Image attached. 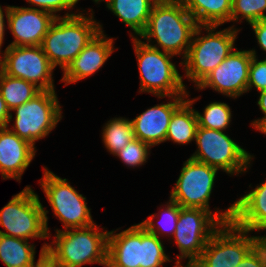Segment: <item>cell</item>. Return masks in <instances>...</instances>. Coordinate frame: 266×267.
<instances>
[{"mask_svg": "<svg viewBox=\"0 0 266 267\" xmlns=\"http://www.w3.org/2000/svg\"><path fill=\"white\" fill-rule=\"evenodd\" d=\"M173 267H185V266H179V265H176V264H175Z\"/></svg>", "mask_w": 266, "mask_h": 267, "instance_id": "42", "label": "cell"}, {"mask_svg": "<svg viewBox=\"0 0 266 267\" xmlns=\"http://www.w3.org/2000/svg\"><path fill=\"white\" fill-rule=\"evenodd\" d=\"M180 208L181 206L179 204L169 199L161 214L158 213L157 215V213H153L139 224L148 232L155 234L158 238H160L161 235L162 237L163 235L173 237L179 218ZM154 218L160 219L155 222Z\"/></svg>", "mask_w": 266, "mask_h": 267, "instance_id": "27", "label": "cell"}, {"mask_svg": "<svg viewBox=\"0 0 266 267\" xmlns=\"http://www.w3.org/2000/svg\"><path fill=\"white\" fill-rule=\"evenodd\" d=\"M219 170L188 158L170 192V200L181 207L210 211L209 200Z\"/></svg>", "mask_w": 266, "mask_h": 267, "instance_id": "13", "label": "cell"}, {"mask_svg": "<svg viewBox=\"0 0 266 267\" xmlns=\"http://www.w3.org/2000/svg\"><path fill=\"white\" fill-rule=\"evenodd\" d=\"M99 26L100 32L63 70V77L60 81L64 82L65 86L95 74L114 52V38L107 37L102 25L99 24Z\"/></svg>", "mask_w": 266, "mask_h": 267, "instance_id": "17", "label": "cell"}, {"mask_svg": "<svg viewBox=\"0 0 266 267\" xmlns=\"http://www.w3.org/2000/svg\"><path fill=\"white\" fill-rule=\"evenodd\" d=\"M55 18L37 8L10 6L7 23L14 41L8 46H40Z\"/></svg>", "mask_w": 266, "mask_h": 267, "instance_id": "15", "label": "cell"}, {"mask_svg": "<svg viewBox=\"0 0 266 267\" xmlns=\"http://www.w3.org/2000/svg\"><path fill=\"white\" fill-rule=\"evenodd\" d=\"M266 0H232L230 22L240 23L246 20L248 24L266 18Z\"/></svg>", "mask_w": 266, "mask_h": 267, "instance_id": "30", "label": "cell"}, {"mask_svg": "<svg viewBox=\"0 0 266 267\" xmlns=\"http://www.w3.org/2000/svg\"><path fill=\"white\" fill-rule=\"evenodd\" d=\"M150 149L151 147L147 143L134 138L114 156L119 157L126 166L134 168L147 162Z\"/></svg>", "mask_w": 266, "mask_h": 267, "instance_id": "31", "label": "cell"}, {"mask_svg": "<svg viewBox=\"0 0 266 267\" xmlns=\"http://www.w3.org/2000/svg\"><path fill=\"white\" fill-rule=\"evenodd\" d=\"M218 27L198 25L187 55L180 62L185 70V77L194 82L196 87L236 48L235 40L240 29L232 25L223 30H215ZM203 29L207 34L201 36Z\"/></svg>", "mask_w": 266, "mask_h": 267, "instance_id": "5", "label": "cell"}, {"mask_svg": "<svg viewBox=\"0 0 266 267\" xmlns=\"http://www.w3.org/2000/svg\"><path fill=\"white\" fill-rule=\"evenodd\" d=\"M198 126L213 130L225 131L231 124L232 111L224 102H211L205 106L203 113L195 110Z\"/></svg>", "mask_w": 266, "mask_h": 267, "instance_id": "28", "label": "cell"}, {"mask_svg": "<svg viewBox=\"0 0 266 267\" xmlns=\"http://www.w3.org/2000/svg\"><path fill=\"white\" fill-rule=\"evenodd\" d=\"M94 223L87 227L56 229L54 240L46 252L60 267H82L100 264L107 267L109 231Z\"/></svg>", "mask_w": 266, "mask_h": 267, "instance_id": "3", "label": "cell"}, {"mask_svg": "<svg viewBox=\"0 0 266 267\" xmlns=\"http://www.w3.org/2000/svg\"><path fill=\"white\" fill-rule=\"evenodd\" d=\"M10 111L0 92V127H9Z\"/></svg>", "mask_w": 266, "mask_h": 267, "instance_id": "38", "label": "cell"}, {"mask_svg": "<svg viewBox=\"0 0 266 267\" xmlns=\"http://www.w3.org/2000/svg\"><path fill=\"white\" fill-rule=\"evenodd\" d=\"M258 131L266 135V123Z\"/></svg>", "mask_w": 266, "mask_h": 267, "instance_id": "41", "label": "cell"}, {"mask_svg": "<svg viewBox=\"0 0 266 267\" xmlns=\"http://www.w3.org/2000/svg\"><path fill=\"white\" fill-rule=\"evenodd\" d=\"M43 169L44 175L39 183L54 215L63 223L62 227L67 230L94 224L86 197L79 194L68 179H62L47 167Z\"/></svg>", "mask_w": 266, "mask_h": 267, "instance_id": "11", "label": "cell"}, {"mask_svg": "<svg viewBox=\"0 0 266 267\" xmlns=\"http://www.w3.org/2000/svg\"><path fill=\"white\" fill-rule=\"evenodd\" d=\"M48 243H44L41 247L39 259L34 262L31 267H60L53 258L46 252Z\"/></svg>", "mask_w": 266, "mask_h": 267, "instance_id": "36", "label": "cell"}, {"mask_svg": "<svg viewBox=\"0 0 266 267\" xmlns=\"http://www.w3.org/2000/svg\"><path fill=\"white\" fill-rule=\"evenodd\" d=\"M232 221L222 224L207 242L200 258L191 267H236L263 239Z\"/></svg>", "mask_w": 266, "mask_h": 267, "instance_id": "10", "label": "cell"}, {"mask_svg": "<svg viewBox=\"0 0 266 267\" xmlns=\"http://www.w3.org/2000/svg\"><path fill=\"white\" fill-rule=\"evenodd\" d=\"M108 234L107 267H141L142 226L138 223Z\"/></svg>", "mask_w": 266, "mask_h": 267, "instance_id": "19", "label": "cell"}, {"mask_svg": "<svg viewBox=\"0 0 266 267\" xmlns=\"http://www.w3.org/2000/svg\"><path fill=\"white\" fill-rule=\"evenodd\" d=\"M131 38L138 61L139 93H151L158 99L166 96L187 95L183 76L171 61L174 55L146 44L139 37Z\"/></svg>", "mask_w": 266, "mask_h": 267, "instance_id": "6", "label": "cell"}, {"mask_svg": "<svg viewBox=\"0 0 266 267\" xmlns=\"http://www.w3.org/2000/svg\"><path fill=\"white\" fill-rule=\"evenodd\" d=\"M195 142L198 148L190 156L191 159L230 175L247 172L254 157L224 131L198 126Z\"/></svg>", "mask_w": 266, "mask_h": 267, "instance_id": "9", "label": "cell"}, {"mask_svg": "<svg viewBox=\"0 0 266 267\" xmlns=\"http://www.w3.org/2000/svg\"><path fill=\"white\" fill-rule=\"evenodd\" d=\"M88 12H67L56 17L44 36L40 46L55 68L60 66L63 71L100 32V22L94 19L93 9Z\"/></svg>", "mask_w": 266, "mask_h": 267, "instance_id": "1", "label": "cell"}, {"mask_svg": "<svg viewBox=\"0 0 266 267\" xmlns=\"http://www.w3.org/2000/svg\"><path fill=\"white\" fill-rule=\"evenodd\" d=\"M187 95L168 96L171 99L164 104H157L131 119L134 136L147 143L151 148L164 143L169 123L174 111L189 97Z\"/></svg>", "mask_w": 266, "mask_h": 267, "instance_id": "16", "label": "cell"}, {"mask_svg": "<svg viewBox=\"0 0 266 267\" xmlns=\"http://www.w3.org/2000/svg\"><path fill=\"white\" fill-rule=\"evenodd\" d=\"M40 91L34 83L8 76L0 70V92L10 112L31 100Z\"/></svg>", "mask_w": 266, "mask_h": 267, "instance_id": "25", "label": "cell"}, {"mask_svg": "<svg viewBox=\"0 0 266 267\" xmlns=\"http://www.w3.org/2000/svg\"><path fill=\"white\" fill-rule=\"evenodd\" d=\"M10 5L6 6L4 9L0 5V55L2 54L3 51H1L2 44L4 43V35H5V19L4 16L8 15ZM5 10V12H4Z\"/></svg>", "mask_w": 266, "mask_h": 267, "instance_id": "39", "label": "cell"}, {"mask_svg": "<svg viewBox=\"0 0 266 267\" xmlns=\"http://www.w3.org/2000/svg\"><path fill=\"white\" fill-rule=\"evenodd\" d=\"M103 1L108 10L130 27L134 33L130 36L139 37L145 30L153 7L149 0H96L95 4Z\"/></svg>", "mask_w": 266, "mask_h": 267, "instance_id": "21", "label": "cell"}, {"mask_svg": "<svg viewBox=\"0 0 266 267\" xmlns=\"http://www.w3.org/2000/svg\"><path fill=\"white\" fill-rule=\"evenodd\" d=\"M232 222L249 232L266 230V181L234 202Z\"/></svg>", "mask_w": 266, "mask_h": 267, "instance_id": "20", "label": "cell"}, {"mask_svg": "<svg viewBox=\"0 0 266 267\" xmlns=\"http://www.w3.org/2000/svg\"><path fill=\"white\" fill-rule=\"evenodd\" d=\"M161 238L148 232L142 226V254L141 267H163L165 262H170L165 253V247Z\"/></svg>", "mask_w": 266, "mask_h": 267, "instance_id": "29", "label": "cell"}, {"mask_svg": "<svg viewBox=\"0 0 266 267\" xmlns=\"http://www.w3.org/2000/svg\"><path fill=\"white\" fill-rule=\"evenodd\" d=\"M216 208L212 213L199 208L181 207L177 226L173 235L179 249L176 265L191 267L201 256L213 233L224 223L232 221L234 203L225 211ZM188 259L186 265L181 260Z\"/></svg>", "mask_w": 266, "mask_h": 267, "instance_id": "4", "label": "cell"}, {"mask_svg": "<svg viewBox=\"0 0 266 267\" xmlns=\"http://www.w3.org/2000/svg\"><path fill=\"white\" fill-rule=\"evenodd\" d=\"M236 267H266V239H262Z\"/></svg>", "mask_w": 266, "mask_h": 267, "instance_id": "34", "label": "cell"}, {"mask_svg": "<svg viewBox=\"0 0 266 267\" xmlns=\"http://www.w3.org/2000/svg\"><path fill=\"white\" fill-rule=\"evenodd\" d=\"M153 5H167L175 3L179 0H149Z\"/></svg>", "mask_w": 266, "mask_h": 267, "instance_id": "40", "label": "cell"}, {"mask_svg": "<svg viewBox=\"0 0 266 267\" xmlns=\"http://www.w3.org/2000/svg\"><path fill=\"white\" fill-rule=\"evenodd\" d=\"M48 212L40 202L39 196L28 185L13 195L0 210V226L5 228L4 231L0 230V234L24 240L48 239Z\"/></svg>", "mask_w": 266, "mask_h": 267, "instance_id": "7", "label": "cell"}, {"mask_svg": "<svg viewBox=\"0 0 266 267\" xmlns=\"http://www.w3.org/2000/svg\"><path fill=\"white\" fill-rule=\"evenodd\" d=\"M197 26L179 0L167 5H153L146 28L139 37L158 50L174 56L182 55L183 60Z\"/></svg>", "mask_w": 266, "mask_h": 267, "instance_id": "2", "label": "cell"}, {"mask_svg": "<svg viewBox=\"0 0 266 267\" xmlns=\"http://www.w3.org/2000/svg\"><path fill=\"white\" fill-rule=\"evenodd\" d=\"M36 154V147L8 127H0V173L3 179L21 180Z\"/></svg>", "mask_w": 266, "mask_h": 267, "instance_id": "18", "label": "cell"}, {"mask_svg": "<svg viewBox=\"0 0 266 267\" xmlns=\"http://www.w3.org/2000/svg\"><path fill=\"white\" fill-rule=\"evenodd\" d=\"M0 70L8 76L34 83L41 90H55V67L41 46H7L0 55Z\"/></svg>", "mask_w": 266, "mask_h": 267, "instance_id": "12", "label": "cell"}, {"mask_svg": "<svg viewBox=\"0 0 266 267\" xmlns=\"http://www.w3.org/2000/svg\"><path fill=\"white\" fill-rule=\"evenodd\" d=\"M253 54L250 50L235 48L196 89L211 88L226 97L236 99L247 93L249 65Z\"/></svg>", "mask_w": 266, "mask_h": 267, "instance_id": "14", "label": "cell"}, {"mask_svg": "<svg viewBox=\"0 0 266 267\" xmlns=\"http://www.w3.org/2000/svg\"><path fill=\"white\" fill-rule=\"evenodd\" d=\"M253 54L249 65L247 92L254 87L258 92L266 90V57L259 60L255 49L250 50Z\"/></svg>", "mask_w": 266, "mask_h": 267, "instance_id": "32", "label": "cell"}, {"mask_svg": "<svg viewBox=\"0 0 266 267\" xmlns=\"http://www.w3.org/2000/svg\"><path fill=\"white\" fill-rule=\"evenodd\" d=\"M32 7L48 12L55 17H60L56 14L62 10H71L78 3L79 0H26Z\"/></svg>", "mask_w": 266, "mask_h": 267, "instance_id": "33", "label": "cell"}, {"mask_svg": "<svg viewBox=\"0 0 266 267\" xmlns=\"http://www.w3.org/2000/svg\"><path fill=\"white\" fill-rule=\"evenodd\" d=\"M61 105L55 90H41L31 100L10 112L9 123L15 119L10 130L35 146V142L45 138L62 119Z\"/></svg>", "mask_w": 266, "mask_h": 267, "instance_id": "8", "label": "cell"}, {"mask_svg": "<svg viewBox=\"0 0 266 267\" xmlns=\"http://www.w3.org/2000/svg\"><path fill=\"white\" fill-rule=\"evenodd\" d=\"M35 253V245L28 240L0 234V260L6 267H31Z\"/></svg>", "mask_w": 266, "mask_h": 267, "instance_id": "24", "label": "cell"}, {"mask_svg": "<svg viewBox=\"0 0 266 267\" xmlns=\"http://www.w3.org/2000/svg\"><path fill=\"white\" fill-rule=\"evenodd\" d=\"M197 25L221 26L231 18L232 0H181Z\"/></svg>", "mask_w": 266, "mask_h": 267, "instance_id": "23", "label": "cell"}, {"mask_svg": "<svg viewBox=\"0 0 266 267\" xmlns=\"http://www.w3.org/2000/svg\"><path fill=\"white\" fill-rule=\"evenodd\" d=\"M102 138L108 152L117 154L135 138L131 120L124 117L110 119L102 128Z\"/></svg>", "mask_w": 266, "mask_h": 267, "instance_id": "26", "label": "cell"}, {"mask_svg": "<svg viewBox=\"0 0 266 267\" xmlns=\"http://www.w3.org/2000/svg\"><path fill=\"white\" fill-rule=\"evenodd\" d=\"M259 94L257 105L264 116L251 122L252 127H254L256 130H259L266 123V90L259 92Z\"/></svg>", "mask_w": 266, "mask_h": 267, "instance_id": "37", "label": "cell"}, {"mask_svg": "<svg viewBox=\"0 0 266 267\" xmlns=\"http://www.w3.org/2000/svg\"><path fill=\"white\" fill-rule=\"evenodd\" d=\"M259 47L266 53V18L250 23Z\"/></svg>", "mask_w": 266, "mask_h": 267, "instance_id": "35", "label": "cell"}, {"mask_svg": "<svg viewBox=\"0 0 266 267\" xmlns=\"http://www.w3.org/2000/svg\"><path fill=\"white\" fill-rule=\"evenodd\" d=\"M200 98L186 99L173 113L166 141H173L179 145L195 141L198 120L193 104Z\"/></svg>", "mask_w": 266, "mask_h": 267, "instance_id": "22", "label": "cell"}]
</instances>
